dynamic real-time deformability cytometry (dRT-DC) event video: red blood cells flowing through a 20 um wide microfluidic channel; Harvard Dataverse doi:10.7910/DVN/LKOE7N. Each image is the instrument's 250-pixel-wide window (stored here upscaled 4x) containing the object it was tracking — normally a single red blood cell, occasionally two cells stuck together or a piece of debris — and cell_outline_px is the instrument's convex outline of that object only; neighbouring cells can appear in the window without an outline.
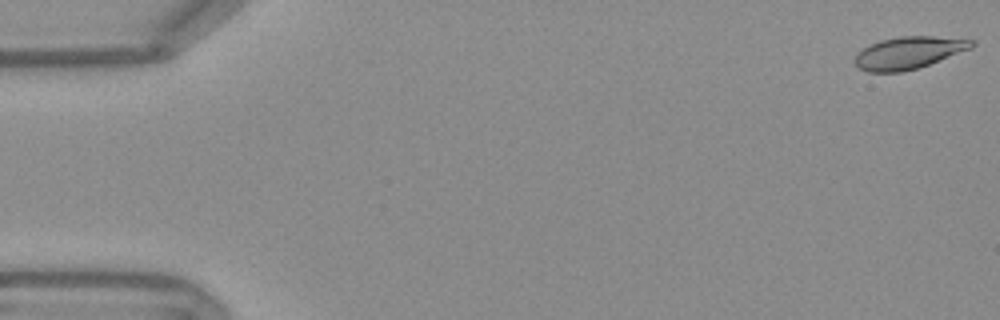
{"species": "Egyptian fruit bat (a non-hibernating species)", "species_latin": "Rousettus aegyptiacus", "temperature_condition": "warm", "stored_images_in_passage": 54, "camera_frame_rate_fps": 3000, "um_per_image_px": 0.085, "frame": {"image": 1, "passage_image": 1, "time_ms": 0.0, "image_size_px": [1000, 320], "cell_outline_px": [[976, 44], [972, 48], [928, 64], [916, 68], [900, 72], [868, 72], [860, 68], [856, 64], [856, 56], [864, 48], [880, 40], [900, 36], [932, 36], [976, 40]], "centroid_in_image_um": [77.28, 4.47], "position_along_channel_um": 7.7, "area_um2": 21.56}}
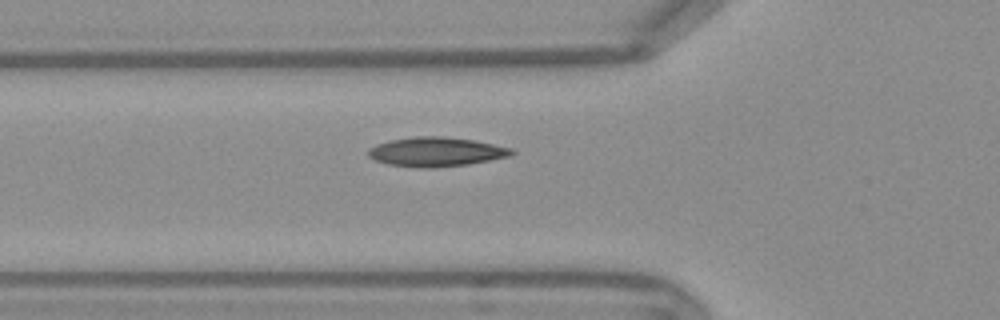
{"frame": {"image": 2, "passage_image": 19, "time_ms": 6.0, "image_size_px": [1000, 320], "cell_outline_px": [[516, 152], [512, 156], [468, 164], [432, 168], [416, 168], [388, 164], [376, 160], [368, 156], [368, 148], [376, 144], [392, 140], [416, 136], [444, 136], [472, 140], [512, 148]], "centroid_in_image_um": [37.08, 12.91], "position_along_channel_um": 88.7, "area_um2": 24.51}}
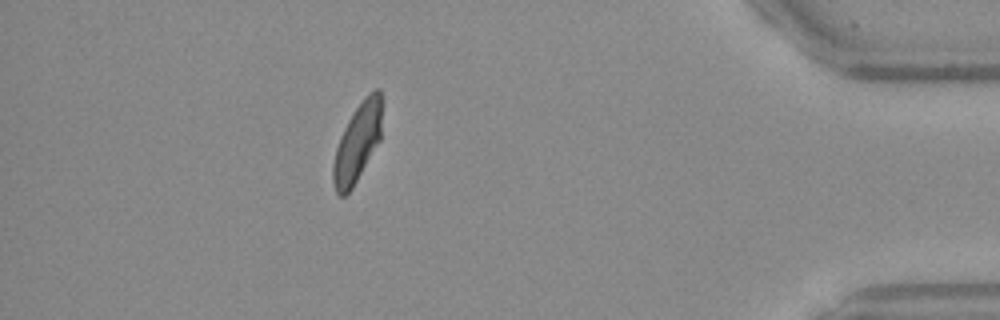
{"frame": {"image": 3, "passage_image": 48, "time_ms": 15.667, "image_size_px": [1000, 320], "cell_outline_px": [[384, 104], [380, 140], [352, 188], [344, 196], [340, 196], [336, 192], [332, 180], [332, 164], [336, 148], [340, 136], [348, 120], [364, 96], [368, 92], [376, 88], [380, 88]], "centroid_in_image_um": [30.41, 12.05], "position_along_channel_um": 404.8, "area_um2": 22.72}, "authors_computed_cell_mechanics": {"area_um2": 22.6865, "velocity_mm_per_s": 3.7594, "shape_relaxation_time_tau1_ms": 4.6768, "shape_relaxation_time_tau2_ms": 0.9021, "deformation_change_tau1": 0.1562, "deformation_change_tau2": 0.0607}}